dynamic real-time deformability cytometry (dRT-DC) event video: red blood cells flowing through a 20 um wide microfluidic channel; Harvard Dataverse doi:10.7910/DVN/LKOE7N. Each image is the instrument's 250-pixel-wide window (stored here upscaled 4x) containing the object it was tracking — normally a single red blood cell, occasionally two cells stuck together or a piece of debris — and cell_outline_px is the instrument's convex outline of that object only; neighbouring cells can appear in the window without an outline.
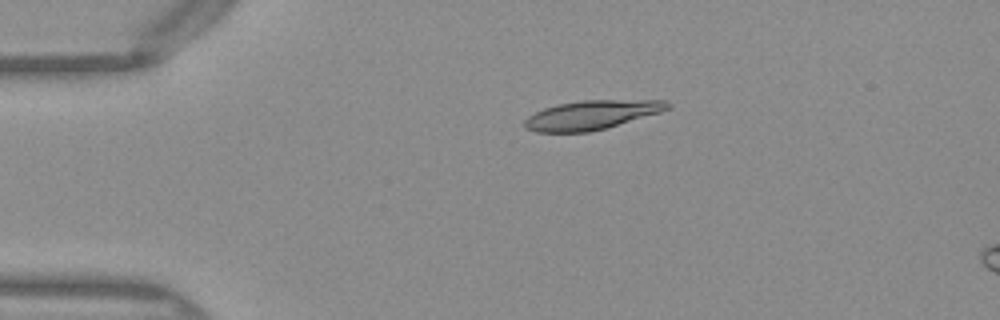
{"species": "Egyptian fruit bat (a non-hibernating species)", "species_latin": "Rousettus aegyptiacus", "temperature_condition": "warm", "stored_images_in_passage": 43, "camera_frame_rate_fps": 3000, "um_per_image_px": 0.085, "frame": {"image": 1, "passage_image": 4, "time_ms": 1.0, "image_size_px": [1000, 320], "cell_outline_px": [[672, 108], [660, 112], [604, 128], [588, 132], [536, 132], [524, 128], [524, 120], [528, 116], [544, 108], [560, 104], [584, 100], [668, 100], [672, 104]], "centroid_in_image_um": [50.3, 9.76], "position_along_channel_um": 34.7, "area_um2": 24.04}}
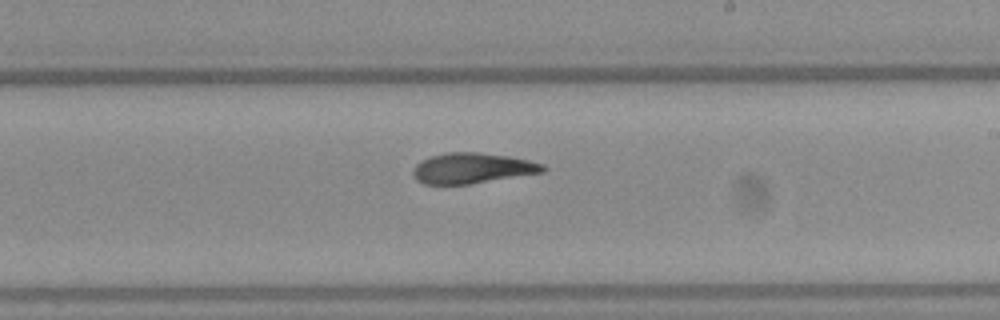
{"frame": {"image": 2, "passage_image": 23, "time_ms": 7.333, "image_size_px": [1000, 320], "cell_outline_px": [[548, 168], [544, 172], [468, 184], [424, 184], [416, 180], [412, 176], [412, 172], [416, 164], [420, 160], [444, 152], [480, 152], [508, 156], [528, 160], [544, 164]], "centroid_in_image_um": [40.12, 14.29], "position_along_channel_um": 248.9, "area_um2": 23.18}}
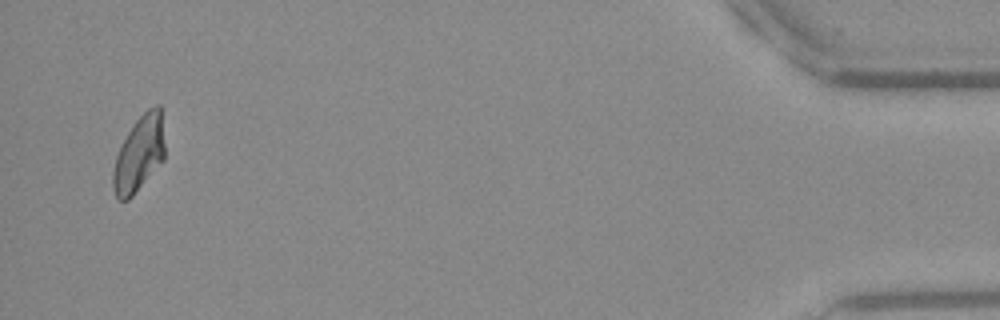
{"frame": {"image": 3, "passage_image": 42, "time_ms": 13.667, "image_size_px": [1000, 320], "cell_outline_px": [[164, 160], [132, 196], [128, 200], [120, 200], [116, 196], [112, 188], [112, 172], [116, 156], [128, 132], [136, 120], [148, 108], [156, 104], [160, 104], [164, 144]], "centroid_in_image_um": [11.82, 13.08], "position_along_channel_um": 423.4, "area_um2": 22.6}, "authors_computed_cell_mechanics": {"area_um2": 23.2934, "velocity_mm_per_s": 4.0405, "shape_relaxation_time_tau1_ms": null, "shape_relaxation_time_tau2_ms": 2.0363, "deformation_change_tau1": null, "deformation_change_tau2": 0.0769}}